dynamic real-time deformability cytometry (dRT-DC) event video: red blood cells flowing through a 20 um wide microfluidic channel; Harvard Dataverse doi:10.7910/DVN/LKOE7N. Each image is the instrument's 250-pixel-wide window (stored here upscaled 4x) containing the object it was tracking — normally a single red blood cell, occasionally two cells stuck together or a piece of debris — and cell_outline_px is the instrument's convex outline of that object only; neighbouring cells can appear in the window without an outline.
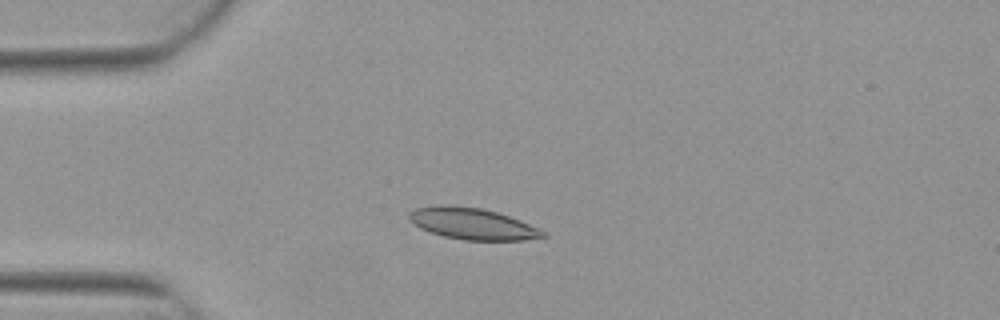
{"species": "Egyptian fruit bat (a non-hibernating species)", "species_latin": "Rousettus aegyptiacus", "temperature_condition": "warm", "stored_images_in_passage": 6, "camera_frame_rate_fps": 3000, "um_per_image_px": 0.085, "animal": {"sex": "female"}, "frame": {"image": 1, "passage_image": 4, "time_ms": 1.0, "image_size_px": [1000, 320], "cell_outline_px": [[548, 236], [524, 240], [464, 240], [444, 236], [420, 228], [408, 220], [408, 216], [416, 208], [440, 204], [480, 208], [496, 212], [520, 220], [548, 232]], "centroid_in_image_um": [40.18, 19.02], "position_along_channel_um": 44.8, "area_um2": 24.39}}
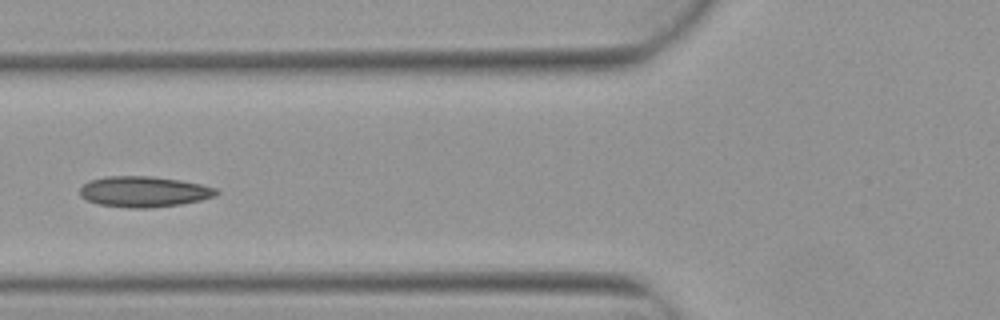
{"frame": {"image": 2, "passage_image": 6, "time_ms": 1.667, "image_size_px": [1000, 320], "cell_outline_px": [[220, 192], [216, 196], [200, 200], [180, 204], [152, 208], [128, 208], [100, 204], [88, 200], [80, 196], [80, 188], [88, 180], [104, 176], [152, 176], [180, 180], [200, 184], [216, 188]], "centroid_in_image_um": [12.23, 16.28], "position_along_channel_um": 113.6, "area_um2": 24.51}}